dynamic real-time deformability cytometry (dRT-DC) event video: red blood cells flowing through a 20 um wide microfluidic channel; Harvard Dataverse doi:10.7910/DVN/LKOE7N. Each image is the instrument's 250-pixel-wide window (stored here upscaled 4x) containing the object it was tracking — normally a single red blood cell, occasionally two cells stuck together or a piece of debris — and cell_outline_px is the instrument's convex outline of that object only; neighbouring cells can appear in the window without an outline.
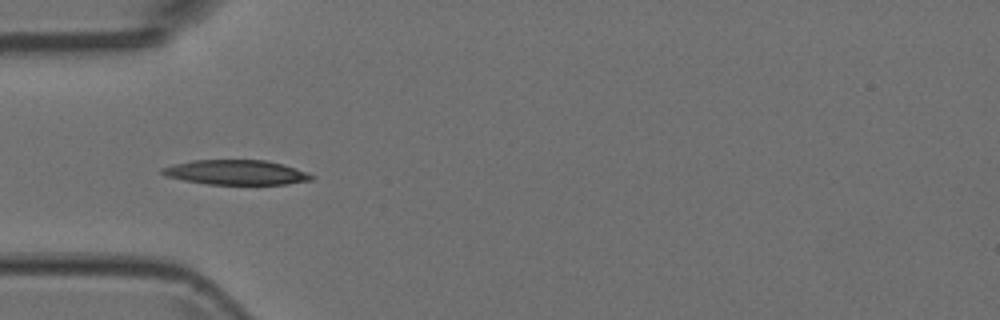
{"species": "Egyptian fruit bat (a non-hibernating species)", "species_latin": "Rousettus aegyptiacus", "temperature_condition": "room temperature", "stored_images_in_passage": 4, "camera_frame_rate_fps": 3000, "um_per_image_px": 0.085, "animal": {"sex": "female"}, "frame": {"image": 1, "passage_image": 4, "time_ms": 1.0, "image_size_px": [1000, 320], "cell_outline_px": [[316, 176], [312, 180], [288, 184], [208, 184], [184, 180], [164, 176], [160, 172], [160, 168], [192, 160], [264, 160], [284, 164], [308, 172]], "centroid_in_image_um": [20.1, 14.65], "position_along_channel_um": 64.9, "area_um2": 21.62}}